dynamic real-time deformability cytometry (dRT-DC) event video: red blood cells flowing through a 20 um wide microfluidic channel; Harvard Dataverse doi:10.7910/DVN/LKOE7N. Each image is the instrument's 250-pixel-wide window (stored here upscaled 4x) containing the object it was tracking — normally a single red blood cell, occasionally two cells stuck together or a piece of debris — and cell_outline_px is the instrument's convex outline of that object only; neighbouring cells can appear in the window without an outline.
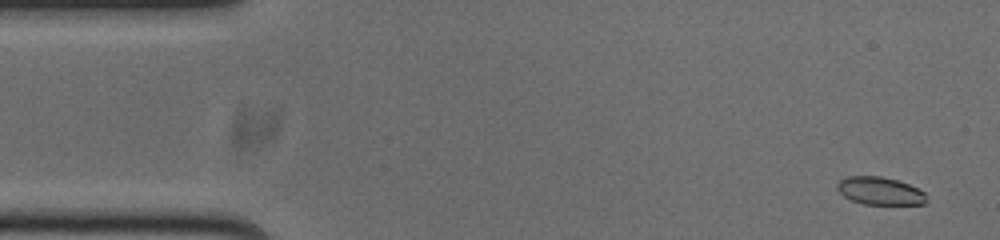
{"species": "common noctule bat (a hibernating species)", "species_latin": "Nyctalus noctula", "temperature_condition": "cold", "stored_images_in_passage": 55, "camera_frame_rate_fps": 3000, "um_per_image_px": 0.085, "animal": {"sex": "male", "body_mass_g": 20.0, "forearm_length_mm": 53.3}, "frame": {"image": 1, "passage_image": 3, "time_ms": 0.667, "image_size_px": [1000, 240], "cell_outline_px": [[924, 204], [864, 204], [852, 200], [844, 196], [836, 188], [836, 184], [840, 180], [848, 176], [880, 176], [896, 180], [920, 188], [924, 192]], "centroid_in_image_um": [74.76, 16.22], "position_along_channel_um": 10.2, "area_um2": 14.28}}
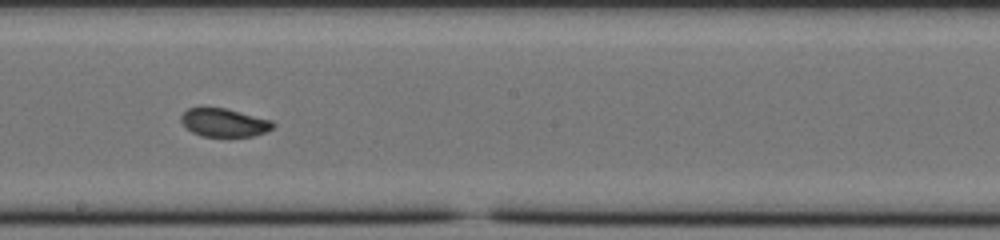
{"frame": {"image": 2, "passage_image": 29, "time_ms": 9.333, "image_size_px": [1000, 240], "cell_outline_px": [[276, 124], [272, 128], [264, 132], [252, 136], [200, 136], [192, 132], [180, 120], [180, 116], [188, 108], [224, 108], [272, 120]], "centroid_in_image_um": [19.05, 10.42], "position_along_channel_um": 229.2, "area_um2": 14.91}}
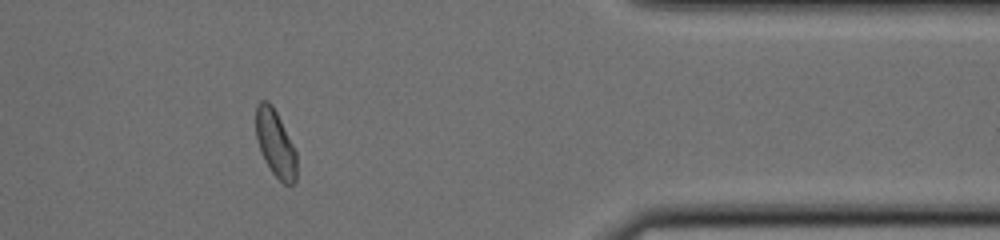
{"frame": {"image": 3, "passage_image": 44, "time_ms": 14.333, "image_size_px": [1000, 240], "cell_outline_px": [[296, 180], [292, 184], [284, 184], [272, 172], [264, 160], [256, 140], [256, 108], [260, 100], [268, 100], [272, 104], [296, 152]], "centroid_in_image_um": [23.39, 12.19], "position_along_channel_um": 388.0, "area_um2": 15.66}, "authors_computed_cell_mechanics": {"area_um2": 15.895, "velocity_mm_per_s": 3.7605, "shape_relaxation_time_tau1_ms": 3.2302, "shape_relaxation_time_tau2_ms": 1.0678, "deformation_change_tau1": 0.0877, "deformation_change_tau2": 0.056}}